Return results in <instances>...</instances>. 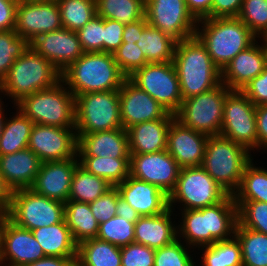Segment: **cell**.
<instances>
[{"mask_svg":"<svg viewBox=\"0 0 267 266\" xmlns=\"http://www.w3.org/2000/svg\"><path fill=\"white\" fill-rule=\"evenodd\" d=\"M177 238L193 251L234 236L237 205L229 194L222 202L198 210H181Z\"/></svg>","mask_w":267,"mask_h":266,"instance_id":"cell-1","label":"cell"},{"mask_svg":"<svg viewBox=\"0 0 267 266\" xmlns=\"http://www.w3.org/2000/svg\"><path fill=\"white\" fill-rule=\"evenodd\" d=\"M173 63L182 99L210 91L222 83L220 69L196 36L177 42Z\"/></svg>","mask_w":267,"mask_h":266,"instance_id":"cell-2","label":"cell"},{"mask_svg":"<svg viewBox=\"0 0 267 266\" xmlns=\"http://www.w3.org/2000/svg\"><path fill=\"white\" fill-rule=\"evenodd\" d=\"M195 36L205 46L220 71L239 52L249 48L258 39L238 17L200 19Z\"/></svg>","mask_w":267,"mask_h":266,"instance_id":"cell-3","label":"cell"},{"mask_svg":"<svg viewBox=\"0 0 267 266\" xmlns=\"http://www.w3.org/2000/svg\"><path fill=\"white\" fill-rule=\"evenodd\" d=\"M126 78L113 54L105 52H84L61 73V81L74 96L119 90Z\"/></svg>","mask_w":267,"mask_h":266,"instance_id":"cell-4","label":"cell"},{"mask_svg":"<svg viewBox=\"0 0 267 266\" xmlns=\"http://www.w3.org/2000/svg\"><path fill=\"white\" fill-rule=\"evenodd\" d=\"M61 81V72L31 47L11 66L0 82L1 95L9 96L13 105L25 96L54 87Z\"/></svg>","mask_w":267,"mask_h":266,"instance_id":"cell-5","label":"cell"},{"mask_svg":"<svg viewBox=\"0 0 267 266\" xmlns=\"http://www.w3.org/2000/svg\"><path fill=\"white\" fill-rule=\"evenodd\" d=\"M14 107L34 124L75 128V96L62 81L25 96Z\"/></svg>","mask_w":267,"mask_h":266,"instance_id":"cell-6","label":"cell"},{"mask_svg":"<svg viewBox=\"0 0 267 266\" xmlns=\"http://www.w3.org/2000/svg\"><path fill=\"white\" fill-rule=\"evenodd\" d=\"M252 154L241 145L221 135L208 136L203 169L229 194L238 189Z\"/></svg>","mask_w":267,"mask_h":266,"instance_id":"cell-7","label":"cell"},{"mask_svg":"<svg viewBox=\"0 0 267 266\" xmlns=\"http://www.w3.org/2000/svg\"><path fill=\"white\" fill-rule=\"evenodd\" d=\"M228 195L202 166L180 168L176 186L169 194V208L175 211V205L180 204L179 210H198L218 204Z\"/></svg>","mask_w":267,"mask_h":266,"instance_id":"cell-8","label":"cell"},{"mask_svg":"<svg viewBox=\"0 0 267 266\" xmlns=\"http://www.w3.org/2000/svg\"><path fill=\"white\" fill-rule=\"evenodd\" d=\"M122 128L119 90L88 92L75 96L76 134Z\"/></svg>","mask_w":267,"mask_h":266,"instance_id":"cell-9","label":"cell"},{"mask_svg":"<svg viewBox=\"0 0 267 266\" xmlns=\"http://www.w3.org/2000/svg\"><path fill=\"white\" fill-rule=\"evenodd\" d=\"M230 89L221 83L210 91L182 100L175 119L183 126L207 136L220 135L226 94Z\"/></svg>","mask_w":267,"mask_h":266,"instance_id":"cell-10","label":"cell"},{"mask_svg":"<svg viewBox=\"0 0 267 266\" xmlns=\"http://www.w3.org/2000/svg\"><path fill=\"white\" fill-rule=\"evenodd\" d=\"M6 216L28 230L48 227L65 218L64 203L35 193L31 188L12 191Z\"/></svg>","mask_w":267,"mask_h":266,"instance_id":"cell-11","label":"cell"},{"mask_svg":"<svg viewBox=\"0 0 267 266\" xmlns=\"http://www.w3.org/2000/svg\"><path fill=\"white\" fill-rule=\"evenodd\" d=\"M220 135L241 145L250 153L256 150V106L240 90L226 94Z\"/></svg>","mask_w":267,"mask_h":266,"instance_id":"cell-12","label":"cell"},{"mask_svg":"<svg viewBox=\"0 0 267 266\" xmlns=\"http://www.w3.org/2000/svg\"><path fill=\"white\" fill-rule=\"evenodd\" d=\"M128 78L169 113L175 115L179 111L183 99L173 61L147 63Z\"/></svg>","mask_w":267,"mask_h":266,"instance_id":"cell-13","label":"cell"},{"mask_svg":"<svg viewBox=\"0 0 267 266\" xmlns=\"http://www.w3.org/2000/svg\"><path fill=\"white\" fill-rule=\"evenodd\" d=\"M145 17L148 24L177 42L195 36L198 20L185 0H145Z\"/></svg>","mask_w":267,"mask_h":266,"instance_id":"cell-14","label":"cell"},{"mask_svg":"<svg viewBox=\"0 0 267 266\" xmlns=\"http://www.w3.org/2000/svg\"><path fill=\"white\" fill-rule=\"evenodd\" d=\"M44 257L32 231L5 216L0 229V266H25Z\"/></svg>","mask_w":267,"mask_h":266,"instance_id":"cell-15","label":"cell"},{"mask_svg":"<svg viewBox=\"0 0 267 266\" xmlns=\"http://www.w3.org/2000/svg\"><path fill=\"white\" fill-rule=\"evenodd\" d=\"M63 28L56 0H19L15 32L29 43L37 36Z\"/></svg>","mask_w":267,"mask_h":266,"instance_id":"cell-16","label":"cell"},{"mask_svg":"<svg viewBox=\"0 0 267 266\" xmlns=\"http://www.w3.org/2000/svg\"><path fill=\"white\" fill-rule=\"evenodd\" d=\"M78 138L75 128L34 124L28 148L41 162L62 161L77 156Z\"/></svg>","mask_w":267,"mask_h":266,"instance_id":"cell-17","label":"cell"},{"mask_svg":"<svg viewBox=\"0 0 267 266\" xmlns=\"http://www.w3.org/2000/svg\"><path fill=\"white\" fill-rule=\"evenodd\" d=\"M180 167L163 150L149 154H130L129 176L156 185L169 195L175 188Z\"/></svg>","mask_w":267,"mask_h":266,"instance_id":"cell-18","label":"cell"},{"mask_svg":"<svg viewBox=\"0 0 267 266\" xmlns=\"http://www.w3.org/2000/svg\"><path fill=\"white\" fill-rule=\"evenodd\" d=\"M119 101L122 128L125 130L138 123L163 119L169 113L129 78L119 89Z\"/></svg>","mask_w":267,"mask_h":266,"instance_id":"cell-19","label":"cell"},{"mask_svg":"<svg viewBox=\"0 0 267 266\" xmlns=\"http://www.w3.org/2000/svg\"><path fill=\"white\" fill-rule=\"evenodd\" d=\"M30 47L61 73L84 53L77 33L66 28L37 36Z\"/></svg>","mask_w":267,"mask_h":266,"instance_id":"cell-20","label":"cell"},{"mask_svg":"<svg viewBox=\"0 0 267 266\" xmlns=\"http://www.w3.org/2000/svg\"><path fill=\"white\" fill-rule=\"evenodd\" d=\"M79 164L78 155L62 161L41 162L31 189L47 198L67 202L73 174Z\"/></svg>","mask_w":267,"mask_h":266,"instance_id":"cell-21","label":"cell"},{"mask_svg":"<svg viewBox=\"0 0 267 266\" xmlns=\"http://www.w3.org/2000/svg\"><path fill=\"white\" fill-rule=\"evenodd\" d=\"M258 41L239 52L221 71V81L230 90L241 91L267 66L265 42L263 39H258Z\"/></svg>","mask_w":267,"mask_h":266,"instance_id":"cell-22","label":"cell"},{"mask_svg":"<svg viewBox=\"0 0 267 266\" xmlns=\"http://www.w3.org/2000/svg\"><path fill=\"white\" fill-rule=\"evenodd\" d=\"M208 136L174 119L168 131L167 151L180 168L202 165Z\"/></svg>","mask_w":267,"mask_h":266,"instance_id":"cell-23","label":"cell"},{"mask_svg":"<svg viewBox=\"0 0 267 266\" xmlns=\"http://www.w3.org/2000/svg\"><path fill=\"white\" fill-rule=\"evenodd\" d=\"M120 197L141 217L155 216L169 208V195L156 185L128 176L116 185Z\"/></svg>","mask_w":267,"mask_h":266,"instance_id":"cell-24","label":"cell"},{"mask_svg":"<svg viewBox=\"0 0 267 266\" xmlns=\"http://www.w3.org/2000/svg\"><path fill=\"white\" fill-rule=\"evenodd\" d=\"M78 156L130 158L128 133L124 128L77 134Z\"/></svg>","mask_w":267,"mask_h":266,"instance_id":"cell-25","label":"cell"},{"mask_svg":"<svg viewBox=\"0 0 267 266\" xmlns=\"http://www.w3.org/2000/svg\"><path fill=\"white\" fill-rule=\"evenodd\" d=\"M175 115L135 124L127 129L129 153L149 154L167 150L168 131Z\"/></svg>","mask_w":267,"mask_h":266,"instance_id":"cell-26","label":"cell"},{"mask_svg":"<svg viewBox=\"0 0 267 266\" xmlns=\"http://www.w3.org/2000/svg\"><path fill=\"white\" fill-rule=\"evenodd\" d=\"M40 165V159L29 148L0 156V173L11 191L31 188Z\"/></svg>","mask_w":267,"mask_h":266,"instance_id":"cell-27","label":"cell"},{"mask_svg":"<svg viewBox=\"0 0 267 266\" xmlns=\"http://www.w3.org/2000/svg\"><path fill=\"white\" fill-rule=\"evenodd\" d=\"M168 208L155 216L140 217L134 225L135 242L157 250L177 239L175 213ZM173 214V215H172ZM172 216V218H171Z\"/></svg>","mask_w":267,"mask_h":266,"instance_id":"cell-28","label":"cell"},{"mask_svg":"<svg viewBox=\"0 0 267 266\" xmlns=\"http://www.w3.org/2000/svg\"><path fill=\"white\" fill-rule=\"evenodd\" d=\"M32 233L45 256L77 258L78 245L73 240L65 218L60 223L34 229Z\"/></svg>","mask_w":267,"mask_h":266,"instance_id":"cell-29","label":"cell"},{"mask_svg":"<svg viewBox=\"0 0 267 266\" xmlns=\"http://www.w3.org/2000/svg\"><path fill=\"white\" fill-rule=\"evenodd\" d=\"M65 220L77 245L98 235L99 223L93 216L89 203L67 201L64 203Z\"/></svg>","mask_w":267,"mask_h":266,"instance_id":"cell-30","label":"cell"},{"mask_svg":"<svg viewBox=\"0 0 267 266\" xmlns=\"http://www.w3.org/2000/svg\"><path fill=\"white\" fill-rule=\"evenodd\" d=\"M136 44L148 63H164L173 61L177 41L147 24Z\"/></svg>","mask_w":267,"mask_h":266,"instance_id":"cell-31","label":"cell"},{"mask_svg":"<svg viewBox=\"0 0 267 266\" xmlns=\"http://www.w3.org/2000/svg\"><path fill=\"white\" fill-rule=\"evenodd\" d=\"M120 248L97 238L83 241L77 248L76 266H121Z\"/></svg>","mask_w":267,"mask_h":266,"instance_id":"cell-32","label":"cell"},{"mask_svg":"<svg viewBox=\"0 0 267 266\" xmlns=\"http://www.w3.org/2000/svg\"><path fill=\"white\" fill-rule=\"evenodd\" d=\"M13 117L5 119L0 136V156L28 148L34 123L17 107Z\"/></svg>","mask_w":267,"mask_h":266,"instance_id":"cell-33","label":"cell"},{"mask_svg":"<svg viewBox=\"0 0 267 266\" xmlns=\"http://www.w3.org/2000/svg\"><path fill=\"white\" fill-rule=\"evenodd\" d=\"M112 187L107 180L88 172L79 164L73 174L68 201L90 203Z\"/></svg>","mask_w":267,"mask_h":266,"instance_id":"cell-34","label":"cell"},{"mask_svg":"<svg viewBox=\"0 0 267 266\" xmlns=\"http://www.w3.org/2000/svg\"><path fill=\"white\" fill-rule=\"evenodd\" d=\"M80 165L88 172L104 178L112 186L129 176L130 158L78 156Z\"/></svg>","mask_w":267,"mask_h":266,"instance_id":"cell-35","label":"cell"},{"mask_svg":"<svg viewBox=\"0 0 267 266\" xmlns=\"http://www.w3.org/2000/svg\"><path fill=\"white\" fill-rule=\"evenodd\" d=\"M252 159L245 167L234 201H260L267 203V168L257 166Z\"/></svg>","mask_w":267,"mask_h":266,"instance_id":"cell-36","label":"cell"},{"mask_svg":"<svg viewBox=\"0 0 267 266\" xmlns=\"http://www.w3.org/2000/svg\"><path fill=\"white\" fill-rule=\"evenodd\" d=\"M234 236L241 246L243 266H267V235L241 227L238 223Z\"/></svg>","mask_w":267,"mask_h":266,"instance_id":"cell-37","label":"cell"},{"mask_svg":"<svg viewBox=\"0 0 267 266\" xmlns=\"http://www.w3.org/2000/svg\"><path fill=\"white\" fill-rule=\"evenodd\" d=\"M96 15L119 21L133 23L145 16V0H95Z\"/></svg>","mask_w":267,"mask_h":266,"instance_id":"cell-38","label":"cell"},{"mask_svg":"<svg viewBox=\"0 0 267 266\" xmlns=\"http://www.w3.org/2000/svg\"><path fill=\"white\" fill-rule=\"evenodd\" d=\"M197 250L202 252V266H243L241 246L235 236Z\"/></svg>","mask_w":267,"mask_h":266,"instance_id":"cell-39","label":"cell"},{"mask_svg":"<svg viewBox=\"0 0 267 266\" xmlns=\"http://www.w3.org/2000/svg\"><path fill=\"white\" fill-rule=\"evenodd\" d=\"M63 28L77 32L96 15L95 0H56Z\"/></svg>","mask_w":267,"mask_h":266,"instance_id":"cell-40","label":"cell"},{"mask_svg":"<svg viewBox=\"0 0 267 266\" xmlns=\"http://www.w3.org/2000/svg\"><path fill=\"white\" fill-rule=\"evenodd\" d=\"M30 43L14 29L0 31V82L6 77L14 61L23 55Z\"/></svg>","mask_w":267,"mask_h":266,"instance_id":"cell-41","label":"cell"},{"mask_svg":"<svg viewBox=\"0 0 267 266\" xmlns=\"http://www.w3.org/2000/svg\"><path fill=\"white\" fill-rule=\"evenodd\" d=\"M133 222H128L120 216H114L99 224L97 239L122 247L135 242Z\"/></svg>","mask_w":267,"mask_h":266,"instance_id":"cell-42","label":"cell"},{"mask_svg":"<svg viewBox=\"0 0 267 266\" xmlns=\"http://www.w3.org/2000/svg\"><path fill=\"white\" fill-rule=\"evenodd\" d=\"M235 203L238 224L267 235V203L260 201H235Z\"/></svg>","mask_w":267,"mask_h":266,"instance_id":"cell-43","label":"cell"},{"mask_svg":"<svg viewBox=\"0 0 267 266\" xmlns=\"http://www.w3.org/2000/svg\"><path fill=\"white\" fill-rule=\"evenodd\" d=\"M237 17L258 39L267 34V0H243Z\"/></svg>","mask_w":267,"mask_h":266,"instance_id":"cell-44","label":"cell"},{"mask_svg":"<svg viewBox=\"0 0 267 266\" xmlns=\"http://www.w3.org/2000/svg\"><path fill=\"white\" fill-rule=\"evenodd\" d=\"M191 249L177 238L171 244L155 250L154 266H196Z\"/></svg>","mask_w":267,"mask_h":266,"instance_id":"cell-45","label":"cell"},{"mask_svg":"<svg viewBox=\"0 0 267 266\" xmlns=\"http://www.w3.org/2000/svg\"><path fill=\"white\" fill-rule=\"evenodd\" d=\"M113 56L120 71L127 78L148 63L140 47L132 42H123Z\"/></svg>","mask_w":267,"mask_h":266,"instance_id":"cell-46","label":"cell"},{"mask_svg":"<svg viewBox=\"0 0 267 266\" xmlns=\"http://www.w3.org/2000/svg\"><path fill=\"white\" fill-rule=\"evenodd\" d=\"M76 33L84 52H103L104 18L95 15Z\"/></svg>","mask_w":267,"mask_h":266,"instance_id":"cell-47","label":"cell"},{"mask_svg":"<svg viewBox=\"0 0 267 266\" xmlns=\"http://www.w3.org/2000/svg\"><path fill=\"white\" fill-rule=\"evenodd\" d=\"M121 266H154L155 250L132 242L120 248Z\"/></svg>","mask_w":267,"mask_h":266,"instance_id":"cell-48","label":"cell"},{"mask_svg":"<svg viewBox=\"0 0 267 266\" xmlns=\"http://www.w3.org/2000/svg\"><path fill=\"white\" fill-rule=\"evenodd\" d=\"M117 200L118 189L113 186L105 194L89 203L91 212L99 224L116 216Z\"/></svg>","mask_w":267,"mask_h":266,"instance_id":"cell-49","label":"cell"},{"mask_svg":"<svg viewBox=\"0 0 267 266\" xmlns=\"http://www.w3.org/2000/svg\"><path fill=\"white\" fill-rule=\"evenodd\" d=\"M255 105L267 104V66L241 90Z\"/></svg>","mask_w":267,"mask_h":266,"instance_id":"cell-50","label":"cell"},{"mask_svg":"<svg viewBox=\"0 0 267 266\" xmlns=\"http://www.w3.org/2000/svg\"><path fill=\"white\" fill-rule=\"evenodd\" d=\"M125 24L104 19L103 52L113 54L123 43V31Z\"/></svg>","mask_w":267,"mask_h":266,"instance_id":"cell-51","label":"cell"},{"mask_svg":"<svg viewBox=\"0 0 267 266\" xmlns=\"http://www.w3.org/2000/svg\"><path fill=\"white\" fill-rule=\"evenodd\" d=\"M243 0H213L211 13L206 18L237 17Z\"/></svg>","mask_w":267,"mask_h":266,"instance_id":"cell-52","label":"cell"},{"mask_svg":"<svg viewBox=\"0 0 267 266\" xmlns=\"http://www.w3.org/2000/svg\"><path fill=\"white\" fill-rule=\"evenodd\" d=\"M18 1L0 0V31L15 29Z\"/></svg>","mask_w":267,"mask_h":266,"instance_id":"cell-53","label":"cell"},{"mask_svg":"<svg viewBox=\"0 0 267 266\" xmlns=\"http://www.w3.org/2000/svg\"><path fill=\"white\" fill-rule=\"evenodd\" d=\"M258 152L267 150V104L256 106Z\"/></svg>","mask_w":267,"mask_h":266,"instance_id":"cell-54","label":"cell"},{"mask_svg":"<svg viewBox=\"0 0 267 266\" xmlns=\"http://www.w3.org/2000/svg\"><path fill=\"white\" fill-rule=\"evenodd\" d=\"M147 24L148 22L145 16L133 23L125 24L122 37L123 42L136 43Z\"/></svg>","mask_w":267,"mask_h":266,"instance_id":"cell-55","label":"cell"},{"mask_svg":"<svg viewBox=\"0 0 267 266\" xmlns=\"http://www.w3.org/2000/svg\"><path fill=\"white\" fill-rule=\"evenodd\" d=\"M213 0H185L188 10L197 19L206 18L211 13Z\"/></svg>","mask_w":267,"mask_h":266,"instance_id":"cell-56","label":"cell"},{"mask_svg":"<svg viewBox=\"0 0 267 266\" xmlns=\"http://www.w3.org/2000/svg\"><path fill=\"white\" fill-rule=\"evenodd\" d=\"M116 216L126 219L128 222L136 223L141 217L125 200H123L118 192V200L116 206Z\"/></svg>","mask_w":267,"mask_h":266,"instance_id":"cell-57","label":"cell"},{"mask_svg":"<svg viewBox=\"0 0 267 266\" xmlns=\"http://www.w3.org/2000/svg\"><path fill=\"white\" fill-rule=\"evenodd\" d=\"M77 258L45 256L25 266H76Z\"/></svg>","mask_w":267,"mask_h":266,"instance_id":"cell-58","label":"cell"},{"mask_svg":"<svg viewBox=\"0 0 267 266\" xmlns=\"http://www.w3.org/2000/svg\"><path fill=\"white\" fill-rule=\"evenodd\" d=\"M12 191L6 185L4 178L0 173V211L7 213L11 204Z\"/></svg>","mask_w":267,"mask_h":266,"instance_id":"cell-59","label":"cell"},{"mask_svg":"<svg viewBox=\"0 0 267 266\" xmlns=\"http://www.w3.org/2000/svg\"><path fill=\"white\" fill-rule=\"evenodd\" d=\"M2 102L3 101L1 100L0 101V136L2 134V129H3L5 119L7 118V117H5V114L7 116V111H6V113H4L5 112V109H4L5 105H4V102L3 103Z\"/></svg>","mask_w":267,"mask_h":266,"instance_id":"cell-60","label":"cell"},{"mask_svg":"<svg viewBox=\"0 0 267 266\" xmlns=\"http://www.w3.org/2000/svg\"><path fill=\"white\" fill-rule=\"evenodd\" d=\"M5 216H6L5 213H2V214L0 215V229H1V225H2V223H3V219H4Z\"/></svg>","mask_w":267,"mask_h":266,"instance_id":"cell-61","label":"cell"},{"mask_svg":"<svg viewBox=\"0 0 267 266\" xmlns=\"http://www.w3.org/2000/svg\"><path fill=\"white\" fill-rule=\"evenodd\" d=\"M264 42H265V46H267V34L265 35V37L263 38Z\"/></svg>","mask_w":267,"mask_h":266,"instance_id":"cell-62","label":"cell"},{"mask_svg":"<svg viewBox=\"0 0 267 266\" xmlns=\"http://www.w3.org/2000/svg\"><path fill=\"white\" fill-rule=\"evenodd\" d=\"M3 98H6V97L1 96V84H0V101L3 100Z\"/></svg>","mask_w":267,"mask_h":266,"instance_id":"cell-63","label":"cell"},{"mask_svg":"<svg viewBox=\"0 0 267 266\" xmlns=\"http://www.w3.org/2000/svg\"><path fill=\"white\" fill-rule=\"evenodd\" d=\"M28 1H44V0H28Z\"/></svg>","mask_w":267,"mask_h":266,"instance_id":"cell-64","label":"cell"}]
</instances>
